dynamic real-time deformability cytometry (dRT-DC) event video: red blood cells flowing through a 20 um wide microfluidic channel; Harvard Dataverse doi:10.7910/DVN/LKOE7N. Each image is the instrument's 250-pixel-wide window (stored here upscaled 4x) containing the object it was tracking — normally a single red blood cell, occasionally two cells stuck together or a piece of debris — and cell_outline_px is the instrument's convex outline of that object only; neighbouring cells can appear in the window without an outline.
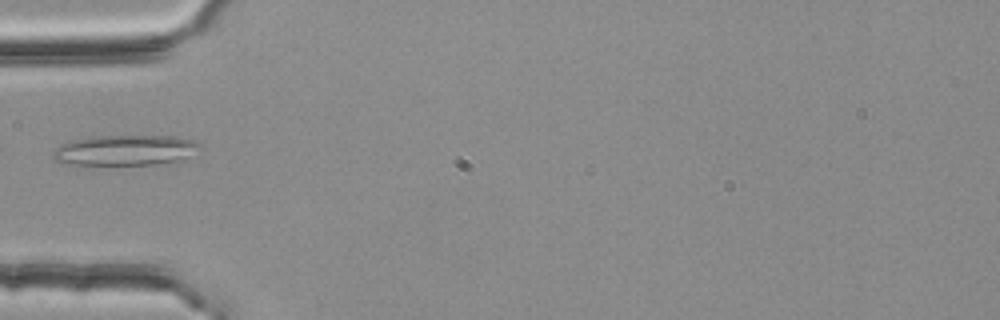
{"species": "common noctule bat (a hibernating species)", "species_latin": "Nyctalus noctula", "temperature_condition": "room temperature", "stored_images_in_passage": 5, "segment_of_instrument_passage": [2, 2], "camera_frame_rate_fps": 3000, "um_per_image_px": 0.085, "animal": {"sex": "female", "body_mass_g": 25.1}, "frame": {"image": 1, "passage_image": 5, "time_ms": 1.333, "image_size_px": [1000, 320], "cell_outline_px": [[200, 144], [188, 156], [176, 160], [156, 164], [72, 164], [56, 160], [52, 156], [52, 152], [56, 148], [72, 140], [88, 136], [172, 136], [192, 140]], "centroid_in_image_um": [10.57, 12.75], "position_along_channel_um": 74.4, "area_um2": 25.32}}